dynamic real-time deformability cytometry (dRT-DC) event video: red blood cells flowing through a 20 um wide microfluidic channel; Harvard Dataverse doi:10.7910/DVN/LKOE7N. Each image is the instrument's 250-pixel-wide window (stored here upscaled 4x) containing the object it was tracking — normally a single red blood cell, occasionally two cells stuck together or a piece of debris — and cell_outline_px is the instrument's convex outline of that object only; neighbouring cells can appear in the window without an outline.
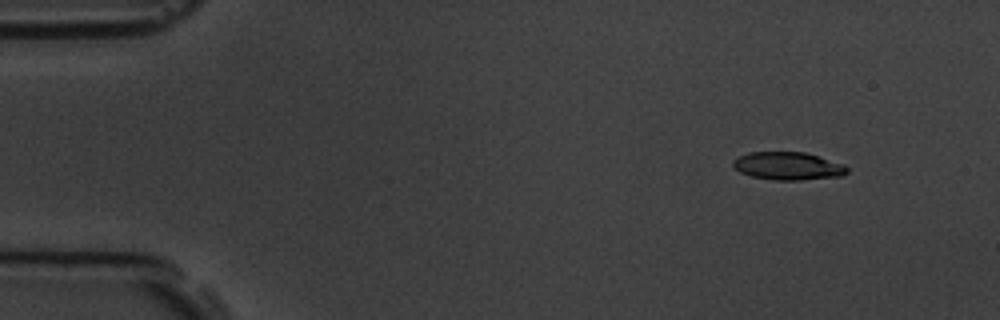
{"species": "common noctule bat (a hibernating species)", "species_latin": "Nyctalus noctula", "temperature_condition": "room temperature", "stored_images_in_passage": 5, "camera_frame_rate_fps": 3000, "um_per_image_px": 0.085, "animal": {"sex": "male", "body_mass_g": 19.5, "forearm_length_mm": 54.6}, "frame": {"image": 1, "passage_image": 2, "time_ms": 1.333, "image_size_px": [1000, 320], "cell_outline_px": [[848, 172], [844, 176], [800, 180], [772, 180], [752, 176], [740, 172], [732, 164], [732, 160], [748, 152], [804, 152], [844, 164], [848, 168]], "centroid_in_image_um": [67.0, 14.11], "position_along_channel_um": 18.0, "area_um2": 18.55}}
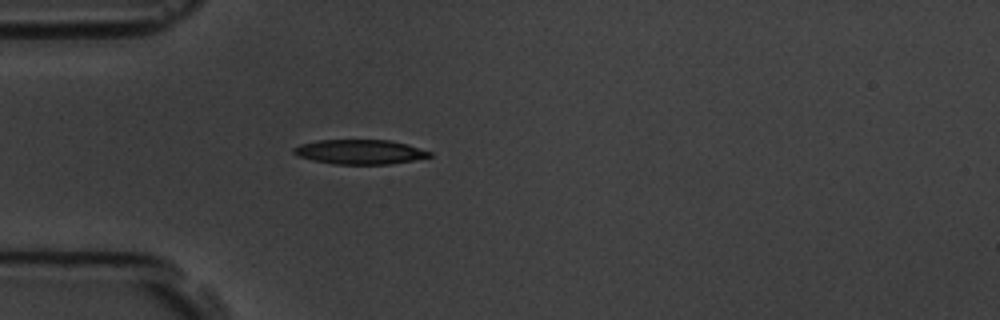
{"frame": {"image": 2, "passage_image": 5, "time_ms": 4.667, "image_size_px": [1000, 320], "cell_outline_px": [[432, 156], [412, 160], [388, 164], [336, 164], [312, 160], [296, 156], [292, 152], [292, 148], [300, 144], [316, 140], [388, 140], [408, 144], [432, 152]], "centroid_in_image_um": [30.55, 12.9], "position_along_channel_um": 54.5, "area_um2": 19.48}}